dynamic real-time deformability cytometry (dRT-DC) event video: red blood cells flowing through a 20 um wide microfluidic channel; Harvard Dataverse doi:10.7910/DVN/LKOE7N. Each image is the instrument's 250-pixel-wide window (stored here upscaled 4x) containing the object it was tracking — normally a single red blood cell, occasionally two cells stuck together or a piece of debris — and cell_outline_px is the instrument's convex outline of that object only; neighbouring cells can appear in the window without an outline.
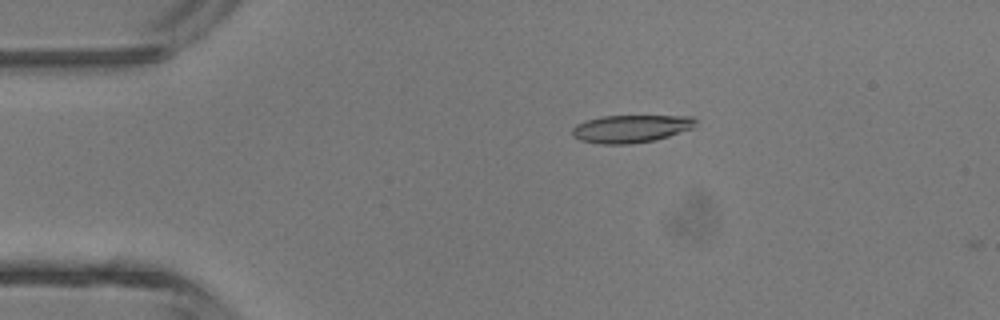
{"species": "common noctule bat (a hibernating species)", "species_latin": "Nyctalus noctula", "temperature_condition": "room temperature", "stored_images_in_passage": 4, "camera_frame_rate_fps": 3000, "um_per_image_px": 0.085, "animal": {"sex": "male", "body_mass_g": 13.3}, "frame": {"image": 1, "passage_image": 3, "time_ms": 2.0, "image_size_px": [1000, 320], "cell_outline_px": [[696, 124], [692, 128], [656, 140], [628, 144], [600, 144], [580, 140], [572, 136], [572, 128], [576, 124], [600, 116], [692, 116], [696, 120]], "centroid_in_image_um": [53.6, 10.94], "position_along_channel_um": 31.4, "area_um2": 19.88}}